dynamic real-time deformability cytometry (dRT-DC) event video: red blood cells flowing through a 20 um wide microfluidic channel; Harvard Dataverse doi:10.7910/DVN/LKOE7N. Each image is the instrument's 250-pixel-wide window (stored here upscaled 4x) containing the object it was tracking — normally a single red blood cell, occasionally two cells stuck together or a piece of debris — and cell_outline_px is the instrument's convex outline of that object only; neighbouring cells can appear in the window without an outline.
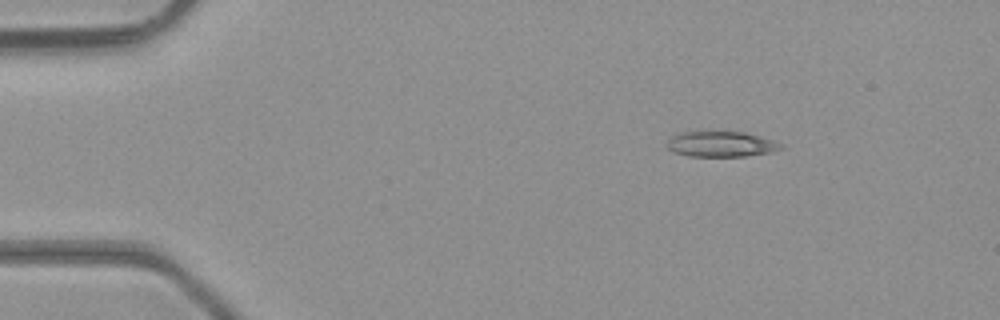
{"species": "common noctule bat (a hibernating species)", "species_latin": "Nyctalus noctula", "temperature_condition": "room temperature", "stored_images_in_passage": 4, "camera_frame_rate_fps": 3000, "um_per_image_px": 0.085, "animal": {"sex": "male", "body_mass_g": 23.1, "forearm_length_mm": 52.7}, "frame": {"image": 1, "passage_image": 2, "time_ms": 0.333, "image_size_px": [1000, 320], "cell_outline_px": [[784, 148], [772, 152], [744, 156], [688, 156], [676, 152], [668, 148], [668, 140], [672, 136], [684, 132], [744, 132], [760, 136], [784, 144]], "centroid_in_image_um": [61.35, 12.25], "position_along_channel_um": 23.6, "area_um2": 16.7}}